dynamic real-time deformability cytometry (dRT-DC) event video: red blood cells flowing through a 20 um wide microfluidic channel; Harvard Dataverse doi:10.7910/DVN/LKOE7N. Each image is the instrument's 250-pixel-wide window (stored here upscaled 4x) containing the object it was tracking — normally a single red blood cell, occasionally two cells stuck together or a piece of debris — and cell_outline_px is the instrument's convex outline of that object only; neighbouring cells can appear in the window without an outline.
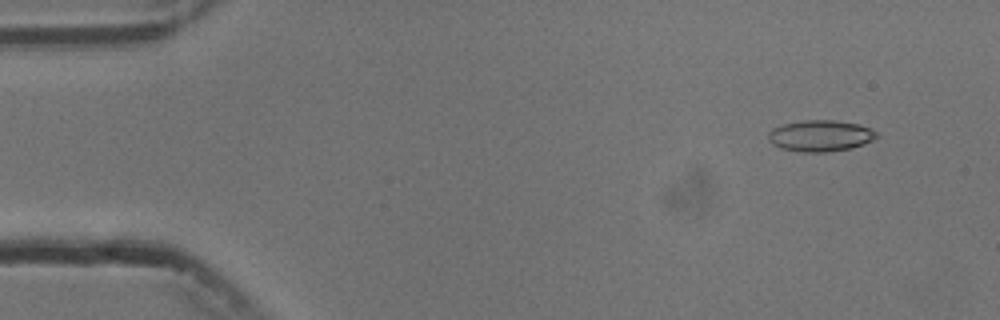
{"species": "common noctule bat (a hibernating species)", "species_latin": "Nyctalus noctula", "temperature_condition": "cold", "stored_images_in_passage": 6, "camera_frame_rate_fps": 3000, "um_per_image_px": 0.085, "animal": {"sex": "male", "body_mass_g": 13.3}, "frame": {"image": 1, "passage_image": 2, "time_ms": 1.333, "image_size_px": [1000, 320], "cell_outline_px": [[876, 136], [872, 140], [864, 144], [852, 148], [828, 152], [800, 152], [780, 148], [772, 144], [768, 140], [768, 132], [772, 128], [784, 124], [804, 120], [836, 120], [860, 124], [872, 128], [876, 132]], "centroid_in_image_um": [69.72, 11.54], "position_along_channel_um": 15.3, "area_um2": 19.94}}